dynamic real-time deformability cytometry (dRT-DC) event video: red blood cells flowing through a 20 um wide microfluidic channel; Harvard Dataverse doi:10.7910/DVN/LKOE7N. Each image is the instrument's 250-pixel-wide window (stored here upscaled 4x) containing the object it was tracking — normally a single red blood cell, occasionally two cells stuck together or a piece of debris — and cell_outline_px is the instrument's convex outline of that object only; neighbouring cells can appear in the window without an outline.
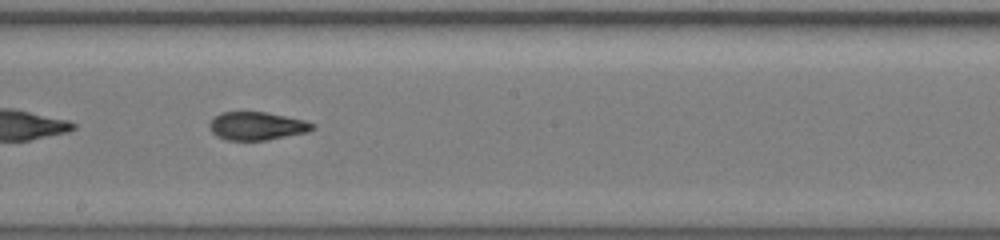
{"species": "common noctule bat (a hibernating species)", "species_latin": "Nyctalus noctula", "temperature_condition": "warm", "stored_images_in_passage": 62, "segment_of_instrument_passage": [2, 2], "camera_frame_rate_fps": 3000, "um_per_image_px": 0.085, "animal": {"sex": "female", "body_mass_g": 19.5, "forearm_length_mm": 54.1}, "frame": {"image": 1, "passage_image": 37, "time_ms": 12.0, "image_size_px": [1000, 240], "cell_outline_px": [[316, 128], [308, 132], [268, 140], [224, 140], [216, 136], [212, 132], [208, 124], [220, 112], [264, 112], [304, 120], [316, 124]], "centroid_in_image_um": [21.85, 10.72], "position_along_channel_um": 226.4, "area_um2": 16.94}}
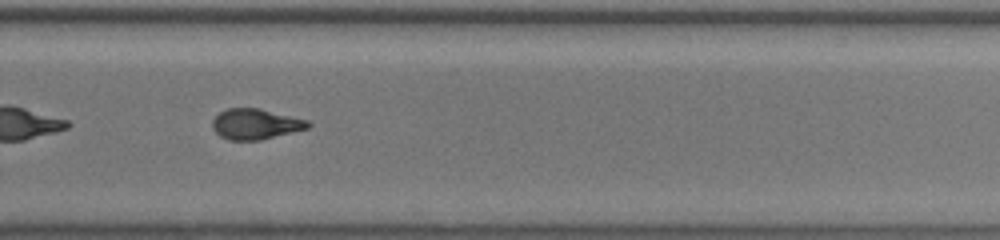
{"frame": {"image": 2, "passage_image": 44, "time_ms": 14.333, "image_size_px": [1000, 240], "cell_outline_px": [[312, 124], [308, 128], [260, 140], [228, 140], [220, 136], [212, 128], [212, 120], [220, 112], [228, 108], [260, 108], [308, 120]], "centroid_in_image_um": [21.71, 10.54], "position_along_channel_um": 308.1, "area_um2": 16.99}}
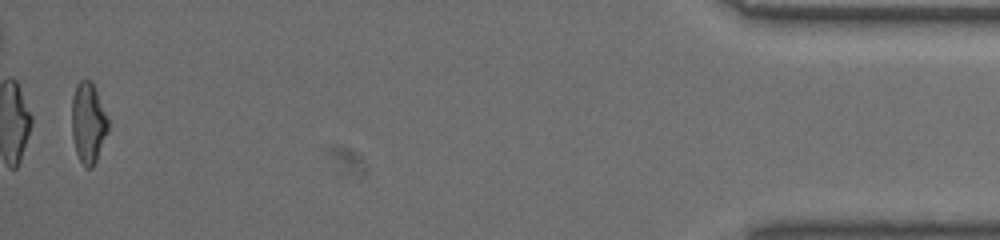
{"frame": {"image": 3, "passage_image": 61, "time_ms": 20.0, "image_size_px": [1000, 240], "cell_outline_px": [[108, 132], [96, 160], [92, 168], [84, 168], [76, 152], [72, 136], [72, 96], [76, 84], [80, 80], [92, 80], [108, 120]], "centroid_in_image_um": [7.48, 10.44], "position_along_channel_um": 427.7, "area_um2": 17.05}}